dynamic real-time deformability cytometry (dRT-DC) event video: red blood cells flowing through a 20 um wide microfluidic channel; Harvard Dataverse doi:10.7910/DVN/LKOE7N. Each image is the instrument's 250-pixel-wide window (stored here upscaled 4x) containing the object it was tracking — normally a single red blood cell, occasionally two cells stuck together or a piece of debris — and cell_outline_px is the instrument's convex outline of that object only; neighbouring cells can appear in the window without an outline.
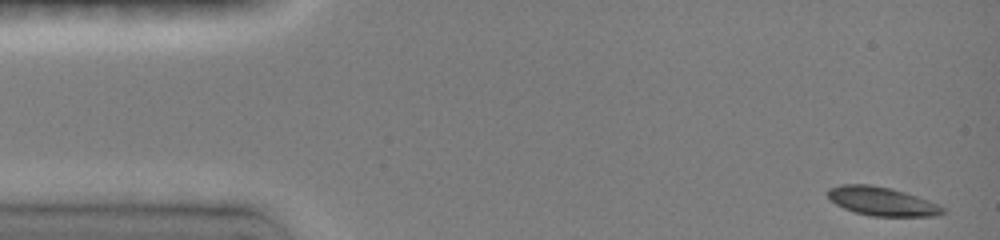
{"species": "common noctule bat (a hibernating species)", "species_latin": "Nyctalus noctula", "temperature_condition": "room temperature", "stored_images_in_passage": 12, "camera_frame_rate_fps": 3000, "um_per_image_px": 0.085, "animal": {"sex": "female", "body_mass_g": 19.0, "forearm_length_mm": 51.5}, "frame": {"image": 1, "passage_image": 1, "time_ms": 0.0, "image_size_px": [1000, 240], "cell_outline_px": [[944, 212], [936, 216], [872, 216], [856, 212], [844, 208], [836, 204], [828, 196], [828, 188], [840, 184], [872, 184], [892, 188], [928, 200], [944, 208]], "centroid_in_image_um": [74.94, 17.1], "position_along_channel_um": 10.1, "area_um2": 19.07}}
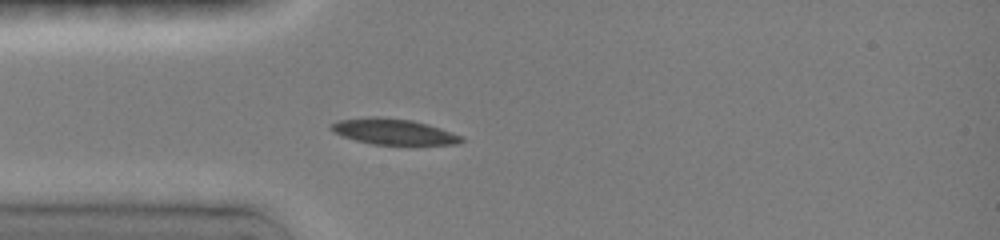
{"frame": {"image": 2, "passage_image": 6, "time_ms": 3.667, "image_size_px": [1000, 240], "cell_outline_px": [[464, 140], [460, 144], [408, 148], [372, 144], [356, 140], [332, 132], [328, 128], [328, 124], [336, 120], [368, 116], [380, 116], [412, 120], [428, 124], [464, 136]], "centroid_in_image_um": [33.51, 11.24], "position_along_channel_um": 51.5, "area_um2": 21.1}}
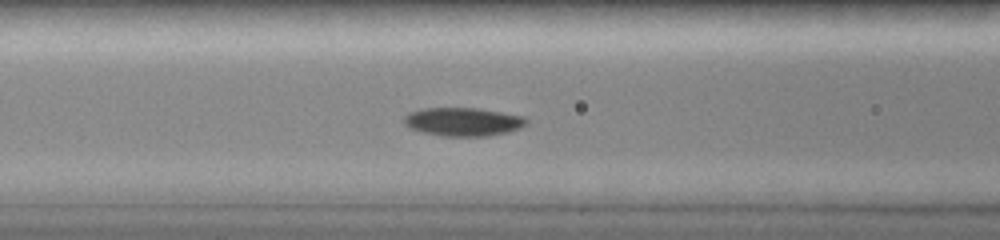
{"frame": {"image": 3, "passage_image": 9, "time_ms": 5.667, "image_size_px": [1000, 240], "cell_outline_px": [[528, 124], [520, 128], [508, 132], [488, 136], [440, 136], [420, 132], [408, 128], [404, 124], [404, 116], [408, 112], [424, 108], [476, 108], [524, 116], [528, 120]], "centroid_in_image_um": [39.34, 10.36], "position_along_channel_um": 127.3, "area_um2": 20.52}}